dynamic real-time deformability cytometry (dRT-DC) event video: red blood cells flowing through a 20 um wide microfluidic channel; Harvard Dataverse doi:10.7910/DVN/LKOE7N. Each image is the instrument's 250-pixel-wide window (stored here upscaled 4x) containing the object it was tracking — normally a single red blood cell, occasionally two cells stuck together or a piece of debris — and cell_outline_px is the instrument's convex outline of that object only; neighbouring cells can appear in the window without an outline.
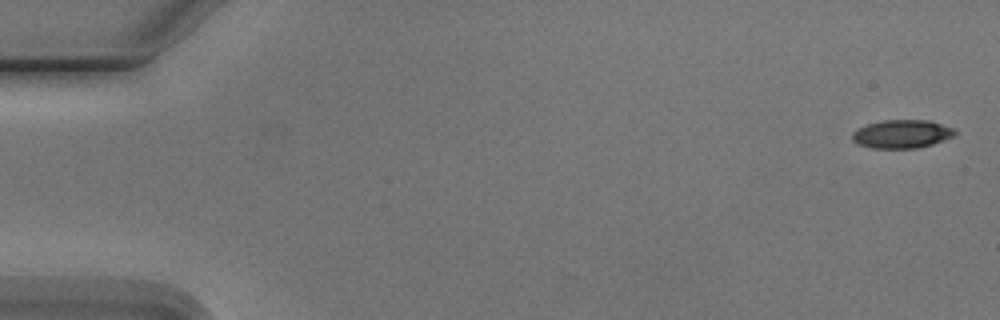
{"species": "Egyptian fruit bat (a non-hibernating species)", "species_latin": "Rousettus aegyptiacus", "temperature_condition": "cold", "stored_images_in_passage": 3, "camera_frame_rate_fps": 3000, "um_per_image_px": 0.085, "animal": {"sex": "male"}, "frame": {"image": 1, "passage_image": 1, "time_ms": 0.0, "image_size_px": [1000, 320], "cell_outline_px": [[956, 132], [952, 136], [944, 140], [932, 144], [916, 148], [872, 148], [856, 144], [852, 140], [852, 132], [868, 124], [884, 120], [928, 120], [952, 128]], "centroid_in_image_um": [76.62, 11.39], "position_along_channel_um": 8.4, "area_um2": 16.76}}